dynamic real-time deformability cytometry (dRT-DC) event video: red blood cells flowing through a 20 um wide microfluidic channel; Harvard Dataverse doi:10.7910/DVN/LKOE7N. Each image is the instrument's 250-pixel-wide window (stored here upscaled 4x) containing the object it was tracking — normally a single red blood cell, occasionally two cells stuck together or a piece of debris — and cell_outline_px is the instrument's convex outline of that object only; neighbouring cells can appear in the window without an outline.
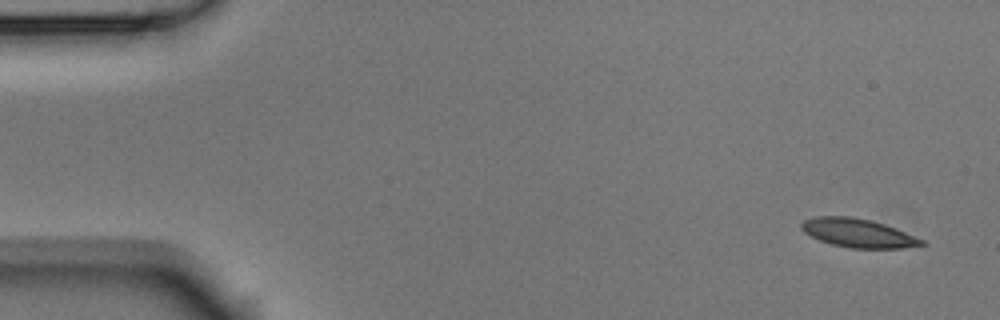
{"species": "Egyptian fruit bat (a non-hibernating species)", "species_latin": "Rousettus aegyptiacus", "temperature_condition": "room temperature", "stored_images_in_passage": 9, "camera_frame_rate_fps": 3000, "um_per_image_px": 0.085, "animal": {"sex": "male"}, "frame": {"image": 1, "passage_image": 1, "time_ms": 0.0, "image_size_px": [1000, 320], "cell_outline_px": [[928, 244], [904, 248], [852, 248], [832, 244], [820, 240], [804, 232], [800, 228], [800, 224], [804, 220], [816, 216], [852, 216], [872, 220], [896, 228], [924, 240]], "centroid_in_image_um": [72.95, 19.8], "position_along_channel_um": 12.1, "area_um2": 20.11}}
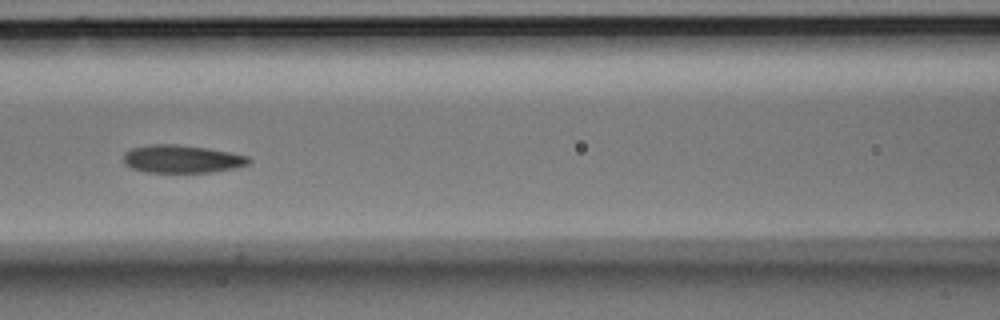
{"frame": {"image": 2, "passage_image": 7, "time_ms": 2.0, "image_size_px": [1000, 320], "cell_outline_px": [[252, 160], [248, 164], [236, 168], [212, 172], [144, 172], [132, 168], [124, 164], [124, 152], [132, 148], [152, 144], [176, 144], [208, 148], [248, 156]], "centroid_in_image_um": [15.46, 13.51], "position_along_channel_um": 151.1, "area_um2": 20.4}}
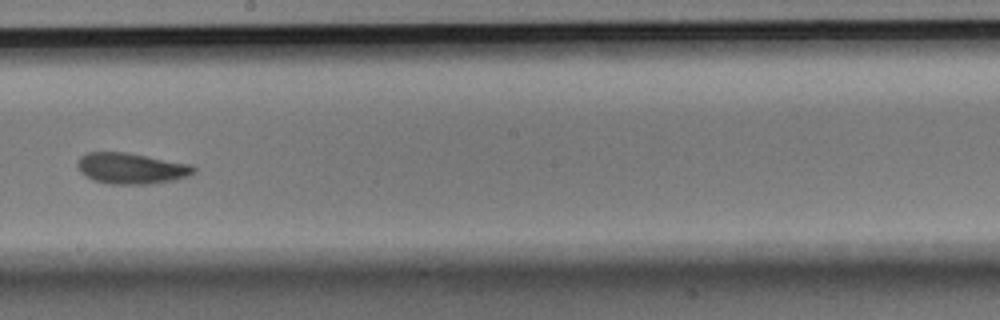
{"frame": {"image": 3, "passage_image": 9, "time_ms": 2.667, "image_size_px": [1000, 320], "cell_outline_px": [[196, 172], [188, 176], [176, 180], [152, 184], [112, 184], [92, 180], [84, 176], [80, 172], [76, 164], [80, 156], [88, 152], [124, 152], [192, 164], [196, 168]], "centroid_in_image_um": [11.16, 14.32], "position_along_channel_um": 237.0, "area_um2": 21.21}}